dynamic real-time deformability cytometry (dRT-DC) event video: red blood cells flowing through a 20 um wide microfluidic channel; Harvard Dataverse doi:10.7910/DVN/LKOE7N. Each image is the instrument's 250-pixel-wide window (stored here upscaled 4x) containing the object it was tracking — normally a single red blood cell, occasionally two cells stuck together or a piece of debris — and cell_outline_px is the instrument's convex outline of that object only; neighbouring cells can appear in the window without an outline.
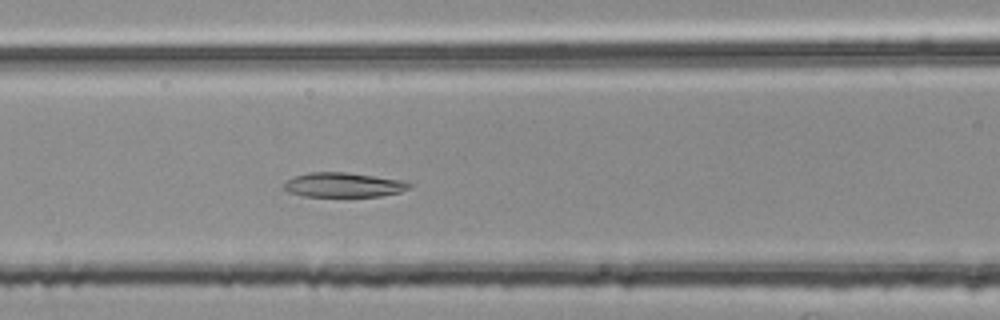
{"species": "common noctule bat (a hibernating species)", "species_latin": "Nyctalus noctula", "temperature_condition": "room temperature", "stored_images_in_passage": 42, "camera_frame_rate_fps": 3000, "um_per_image_px": 0.085, "animal": {"sex": "female", "body_mass_g": 25.1}, "frame": {"image": 1, "passage_image": 13, "time_ms": 4.0, "image_size_px": [1000, 320], "cell_outline_px": [[412, 184], [408, 188], [400, 192], [380, 196], [304, 196], [288, 192], [280, 188], [280, 184], [296, 176], [308, 172], [344, 172], [404, 180]], "centroid_in_image_um": [29.14, 15.71], "position_along_channel_um": 137.5, "area_um2": 17.98}}
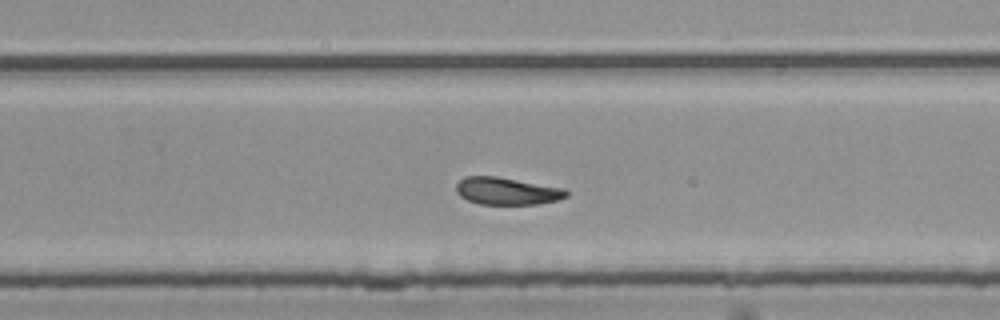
{"frame": {"image": 2, "passage_image": 25, "time_ms": 8.0, "image_size_px": [1000, 320], "cell_outline_px": [[568, 196], [560, 200], [540, 204], [480, 204], [468, 200], [460, 196], [456, 192], [456, 184], [464, 176], [496, 176], [564, 188], [568, 192]], "centroid_in_image_um": [43.1, 16.24], "position_along_channel_um": 286.7, "area_um2": 17.63}}
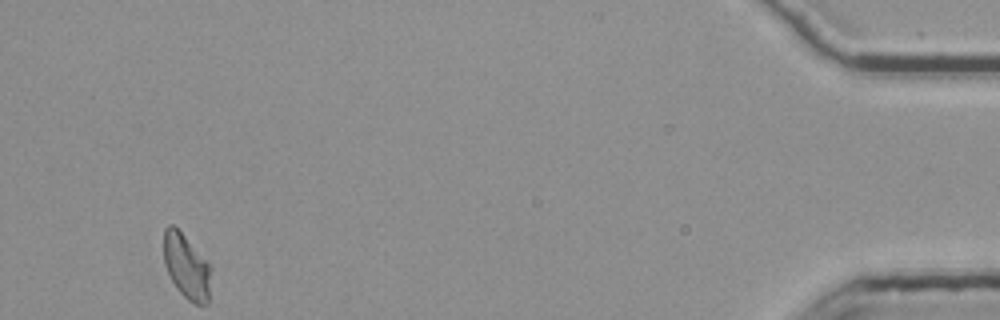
{"frame": {"image": 3, "passage_image": 42, "time_ms": 13.667, "image_size_px": [1000, 320], "cell_outline_px": [[212, 268], [208, 304], [196, 304], [188, 300], [176, 288], [164, 264], [164, 228], [168, 224], [172, 224], [184, 236]], "centroid_in_image_um": [15.85, 22.68], "position_along_channel_um": 419.3, "area_um2": 17.57}, "authors_computed_cell_mechanics": {"area_um2": 18.3226, "velocity_mm_per_s": 3.7402, "shape_relaxation_time_tau1_ms": null, "shape_relaxation_time_tau2_ms": 3.3874, "deformation_change_tau1": null, "deformation_change_tau2": 0.0938}}